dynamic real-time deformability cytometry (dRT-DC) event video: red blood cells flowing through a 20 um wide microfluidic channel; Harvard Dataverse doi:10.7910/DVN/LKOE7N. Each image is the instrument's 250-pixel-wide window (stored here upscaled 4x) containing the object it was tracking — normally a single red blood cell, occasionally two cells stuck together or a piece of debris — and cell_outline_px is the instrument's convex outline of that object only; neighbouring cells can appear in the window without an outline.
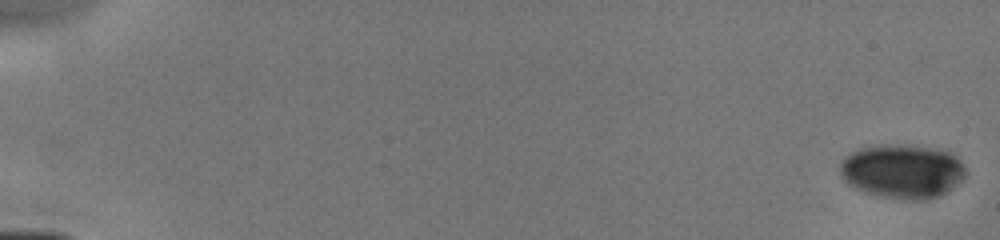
{"species": "human", "species_latin": "Homo sapiens", "temperature_condition": "cold", "stored_images_in_passage": 31, "camera_frame_rate_fps": 3000, "um_per_image_px": 0.085, "donor": {"sex": "male"}, "frame": {"image": 1, "passage_image": 1, "time_ms": 0.0, "image_size_px": [1000, 240], "cell_outline_px": [[964, 176], [960, 180], [944, 192], [936, 196], [924, 200], [908, 200], [868, 192], [856, 188], [848, 184], [844, 180], [840, 172], [840, 160], [852, 152], [860, 148], [876, 144], [900, 144], [932, 148], [952, 152], [960, 160], [964, 168]], "centroid_in_image_um": [76.66, 14.52], "position_along_channel_um": 8.3, "area_um2": 39.13}}